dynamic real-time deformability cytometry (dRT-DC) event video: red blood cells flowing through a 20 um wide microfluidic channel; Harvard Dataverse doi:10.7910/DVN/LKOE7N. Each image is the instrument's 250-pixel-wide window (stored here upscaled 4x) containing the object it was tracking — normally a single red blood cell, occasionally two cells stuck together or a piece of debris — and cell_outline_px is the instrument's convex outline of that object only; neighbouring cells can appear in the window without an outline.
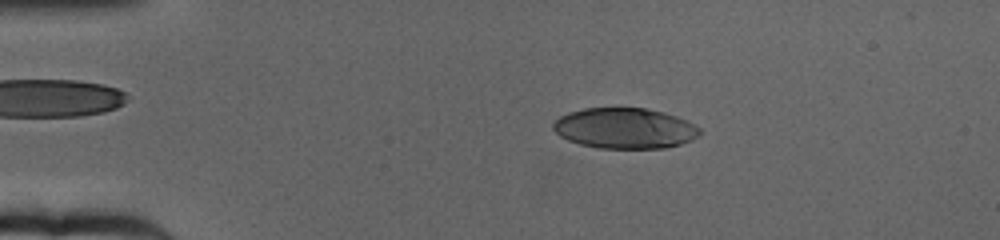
{"species": "human", "species_latin": "Homo sapiens", "temperature_condition": "cold", "stored_images_in_passage": 64, "camera_frame_rate_fps": 3000, "um_per_image_px": 0.085, "donor": {"sex": "female"}, "frame": {"image": 1, "passage_image": 12, "time_ms": 3.667, "image_size_px": [1000, 240], "cell_outline_px": [[700, 136], [692, 140], [680, 144], [664, 148], [600, 148], [580, 144], [568, 140], [560, 136], [552, 128], [552, 124], [560, 116], [568, 112], [584, 108], [644, 108], [664, 112], [676, 116], [700, 128]], "centroid_in_image_um": [53.09, 10.9], "position_along_channel_um": 31.9, "area_um2": 34.62}}
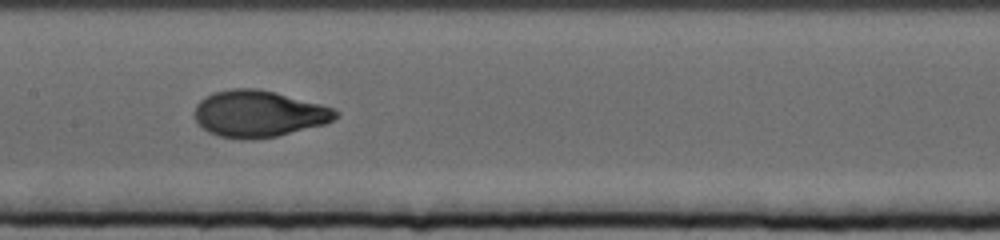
{"frame": {"image": 2, "passage_image": 32, "time_ms": 10.333, "image_size_px": [1000, 240], "cell_outline_px": [[340, 116], [324, 124], [276, 136], [252, 140], [244, 140], [220, 136], [208, 132], [196, 120], [196, 104], [204, 96], [212, 92], [232, 88], [256, 88], [276, 92], [320, 104], [332, 108], [340, 112]], "centroid_in_image_um": [21.98, 9.66], "position_along_channel_um": 185.4, "area_um2": 38.26}}
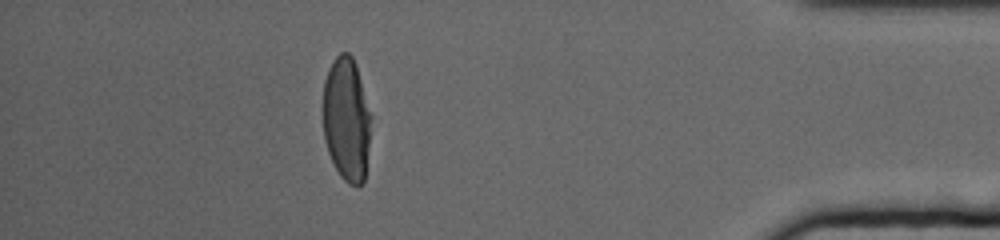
{"frame": {"image": 3, "passage_image": 57, "time_ms": 18.667, "image_size_px": [1000, 240], "cell_outline_px": [[372, 116], [364, 180], [356, 188], [348, 184], [340, 176], [328, 152], [324, 140], [324, 80], [328, 68], [336, 56], [340, 52], [348, 52], [352, 56], [356, 64]], "centroid_in_image_um": [29.46, 10.13], "position_along_channel_um": 405.7, "area_um2": 34.8}, "authors_computed_cell_mechanics": {"area_um2": 36.6163, "velocity_mm_per_s": 3.1507, "shape_relaxation_time_tau1_ms": 4.4201, "shape_relaxation_time_tau2_ms": 0.8816, "deformation_change_tau1": 0.2118, "deformation_change_tau2": 0.0517}}